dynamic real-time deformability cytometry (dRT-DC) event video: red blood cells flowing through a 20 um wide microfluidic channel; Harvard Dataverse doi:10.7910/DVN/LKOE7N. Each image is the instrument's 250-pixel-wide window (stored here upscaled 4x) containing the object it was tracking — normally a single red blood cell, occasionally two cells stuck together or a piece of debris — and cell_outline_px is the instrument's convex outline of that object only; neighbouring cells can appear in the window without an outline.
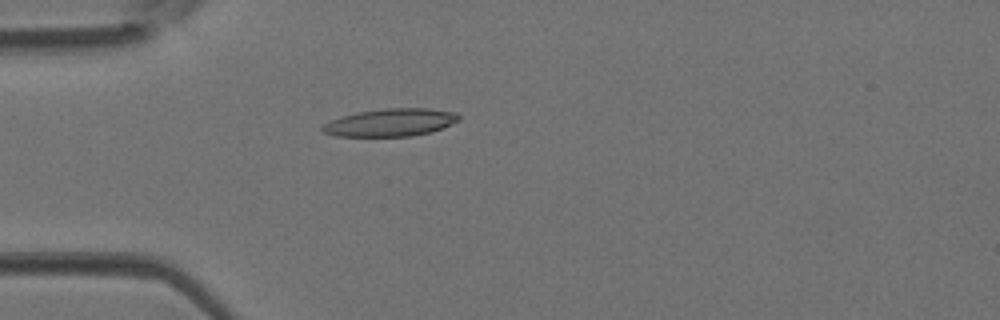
{"species": "Egyptian fruit bat (a non-hibernating species)", "species_latin": "Rousettus aegyptiacus", "temperature_condition": "room temperature", "stored_images_in_passage": 1, "camera_frame_rate_fps": 3000, "um_per_image_px": 0.085, "animal": {"sex": "female"}, "frame": {"image": 1, "passage_image": 1, "time_ms": 0.0, "image_size_px": [1000, 320], "cell_outline_px": [[460, 120], [444, 128], [432, 132], [412, 136], [336, 136], [324, 132], [320, 128], [324, 124], [332, 120], [356, 112], [384, 108], [428, 108], [456, 112], [460, 116]], "centroid_in_image_um": [33.26, 10.41], "position_along_channel_um": 51.7, "area_um2": 22.08}}